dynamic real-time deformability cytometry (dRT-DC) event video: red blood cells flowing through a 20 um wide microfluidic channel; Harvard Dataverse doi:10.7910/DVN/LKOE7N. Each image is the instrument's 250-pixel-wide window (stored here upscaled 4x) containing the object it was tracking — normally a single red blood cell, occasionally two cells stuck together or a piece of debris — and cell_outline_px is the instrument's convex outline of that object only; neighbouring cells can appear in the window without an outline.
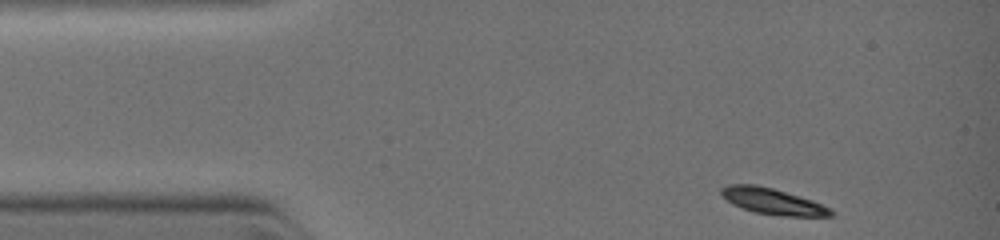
{"species": "common noctule bat (a hibernating species)", "species_latin": "Nyctalus noctula", "temperature_condition": "warm", "stored_images_in_passage": 11, "camera_frame_rate_fps": 3000, "um_per_image_px": 0.085, "animal": {"sex": "female", "body_mass_g": 19.0, "forearm_length_mm": 51.5}, "frame": {"image": 1, "passage_image": 1, "time_ms": 0.0, "image_size_px": [1000, 240], "cell_outline_px": [[836, 212], [832, 216], [780, 216], [756, 212], [732, 204], [720, 196], [720, 188], [728, 184], [756, 184], [772, 188], [812, 200], [832, 208]], "centroid_in_image_um": [65.67, 17.11], "position_along_channel_um": 19.3, "area_um2": 16.76}}
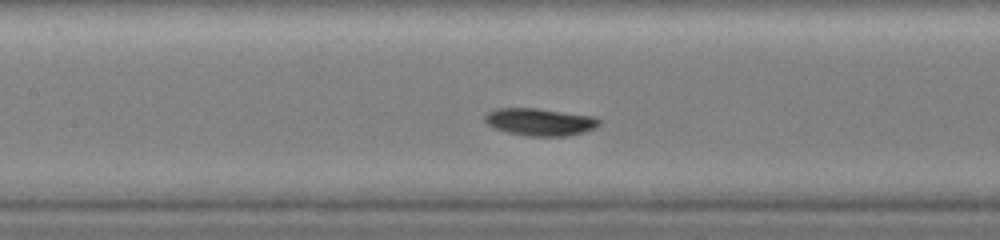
{"frame": {"image": 2, "passage_image": 10, "time_ms": 4.0, "image_size_px": [1000, 240], "cell_outline_px": [[600, 124], [596, 128], [584, 132], [568, 136], [524, 136], [508, 132], [496, 128], [488, 124], [484, 120], [484, 116], [488, 112], [496, 108], [536, 108], [592, 116], [600, 120]], "centroid_in_image_um": [45.9, 10.37], "position_along_channel_um": 161.5, "area_um2": 18.21}}